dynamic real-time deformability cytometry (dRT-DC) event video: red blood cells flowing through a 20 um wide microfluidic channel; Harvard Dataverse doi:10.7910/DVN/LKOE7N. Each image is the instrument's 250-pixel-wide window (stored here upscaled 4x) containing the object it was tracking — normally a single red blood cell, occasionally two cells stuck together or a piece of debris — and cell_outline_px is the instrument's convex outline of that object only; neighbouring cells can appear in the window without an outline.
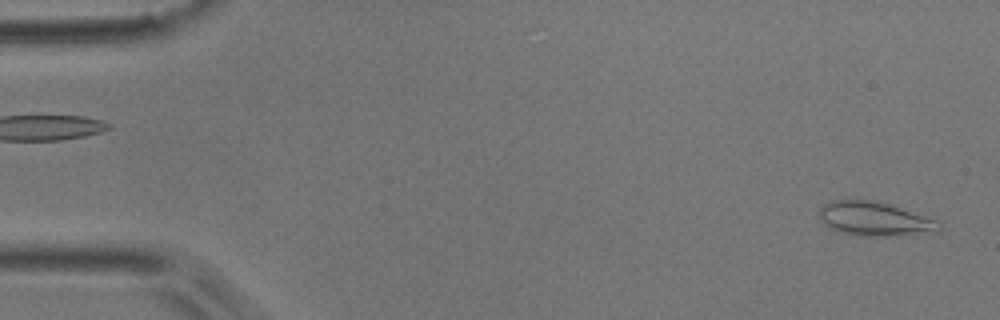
{"species": "common noctule bat (a hibernating species)", "species_latin": "Nyctalus noctula", "temperature_condition": "room temperature", "stored_images_in_passage": 50, "camera_frame_rate_fps": 3000, "um_per_image_px": 0.085, "animal": {"sex": "male", "body_mass_g": 17.9}, "frame": {"image": 1, "passage_image": 1, "time_ms": 0.0, "image_size_px": [1000, 320], "cell_outline_px": [[940, 228], [936, 232], [888, 236], [856, 236], [840, 232], [828, 228], [816, 216], [820, 208], [828, 200], [876, 200], [940, 220]], "centroid_in_image_um": [74.3, 18.61], "position_along_channel_um": 10.7, "area_um2": 24.22}}
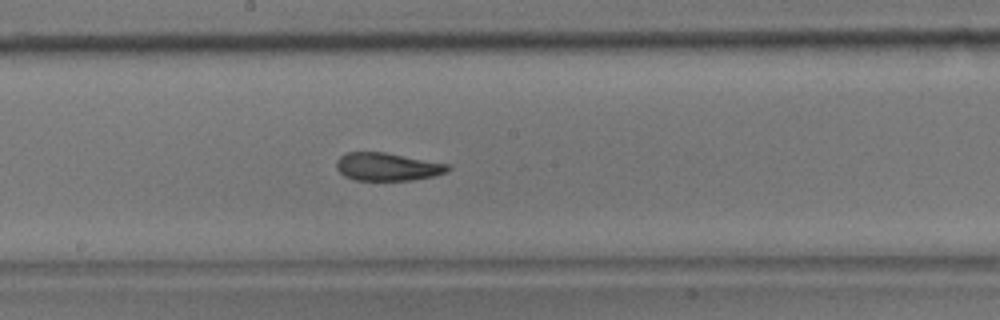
{"frame": {"image": 2, "passage_image": 26, "time_ms": 8.333, "image_size_px": [1000, 320], "cell_outline_px": [[452, 168], [448, 172], [436, 176], [412, 180], [356, 180], [344, 176], [336, 168], [336, 160], [340, 156], [348, 152], [384, 152], [452, 164]], "centroid_in_image_um": [32.99, 14.17], "position_along_channel_um": 215.2, "area_um2": 18.44}}
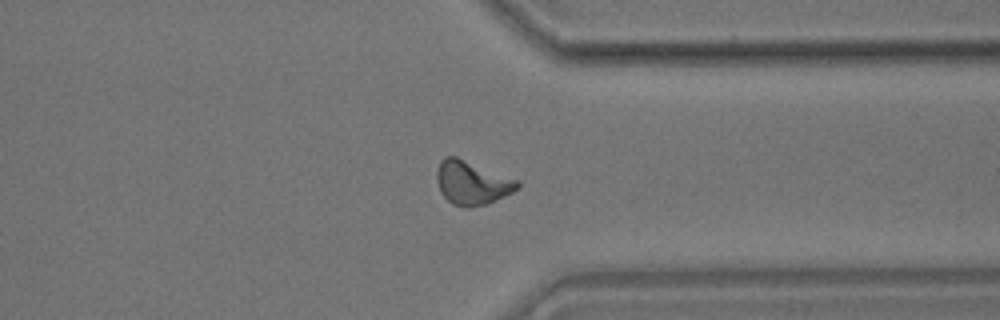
{"frame": {"image": 3, "passage_image": 38, "time_ms": 12.333, "image_size_px": [1000, 320], "cell_outline_px": [[520, 188], [488, 204], [468, 208], [464, 208], [452, 204], [440, 192], [436, 180], [436, 172], [440, 160], [444, 156], [456, 156], [520, 180]], "centroid_in_image_um": [40.12, 15.53], "position_along_channel_um": 371.3, "area_um2": 20.92}, "authors_computed_cell_mechanics": {"area_um2": 19.0162, "velocity_mm_per_s": 3.9558, "shape_relaxation_time_tau1_ms": 5.765, "shape_relaxation_time_tau2_ms": 1.9158, "deformation_change_tau1": 0.157, "deformation_change_tau2": 0.0866}}